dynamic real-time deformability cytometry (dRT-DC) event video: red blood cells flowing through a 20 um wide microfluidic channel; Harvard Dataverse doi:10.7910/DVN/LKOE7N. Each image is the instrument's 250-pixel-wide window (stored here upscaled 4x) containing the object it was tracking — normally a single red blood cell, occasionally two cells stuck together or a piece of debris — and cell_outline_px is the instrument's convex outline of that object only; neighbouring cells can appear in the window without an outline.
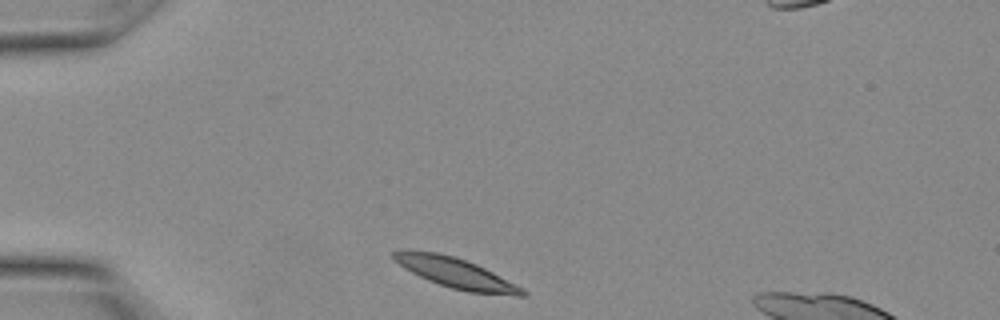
{"species": "Egyptian fruit bat (a non-hibernating species)", "species_latin": "Rousettus aegyptiacus", "temperature_condition": "warm", "stored_images_in_passage": 20, "camera_frame_rate_fps": 3000, "um_per_image_px": 0.085, "animal": {"sex": "female"}, "frame": {"image": 1, "passage_image": 1, "time_ms": 0.0, "image_size_px": [1000, 320], "cell_outline_px": [[528, 296], [516, 296], [468, 292], [452, 288], [428, 280], [404, 268], [392, 260], [392, 252], [436, 252], [452, 256], [476, 264], [524, 288], [528, 292]], "centroid_in_image_um": [38.83, 23.25], "position_along_channel_um": 46.2, "area_um2": 22.14}}
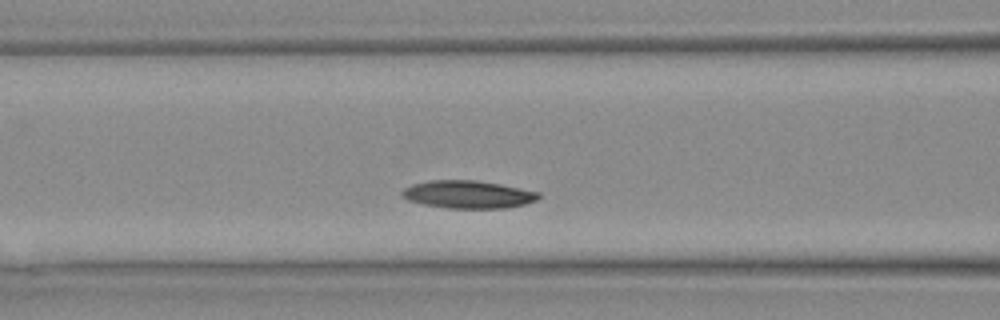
{"frame": {"image": 2, "passage_image": 6, "time_ms": 1.667, "image_size_px": [1000, 320], "cell_outline_px": [[540, 196], [536, 200], [524, 204], [504, 208], [448, 208], [424, 204], [408, 200], [400, 196], [400, 192], [404, 188], [412, 184], [428, 180], [476, 180], [500, 184], [540, 192]], "centroid_in_image_um": [39.75, 16.52], "position_along_channel_um": 126.9, "area_um2": 22.08}}
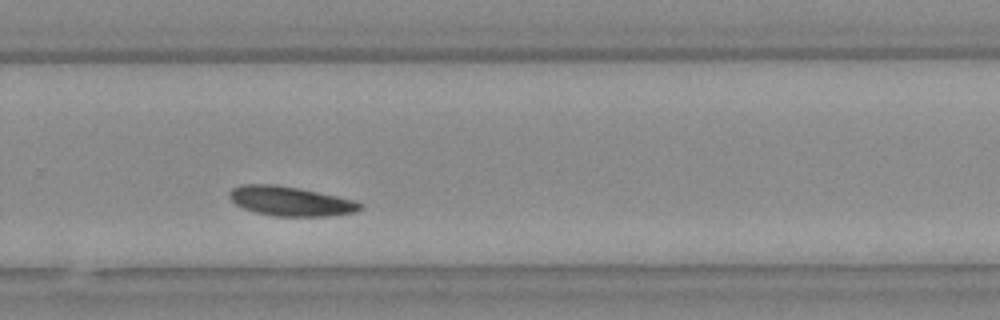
{"frame": {"image": 3, "passage_image": 14, "time_ms": 4.333, "image_size_px": [1000, 320], "cell_outline_px": [[364, 208], [356, 212], [328, 216], [272, 216], [256, 212], [244, 208], [236, 204], [228, 196], [228, 192], [232, 188], [244, 184], [276, 184], [300, 188], [356, 200], [364, 204]], "centroid_in_image_um": [24.73, 17.09], "position_along_channel_um": 305.1, "area_um2": 22.66}}